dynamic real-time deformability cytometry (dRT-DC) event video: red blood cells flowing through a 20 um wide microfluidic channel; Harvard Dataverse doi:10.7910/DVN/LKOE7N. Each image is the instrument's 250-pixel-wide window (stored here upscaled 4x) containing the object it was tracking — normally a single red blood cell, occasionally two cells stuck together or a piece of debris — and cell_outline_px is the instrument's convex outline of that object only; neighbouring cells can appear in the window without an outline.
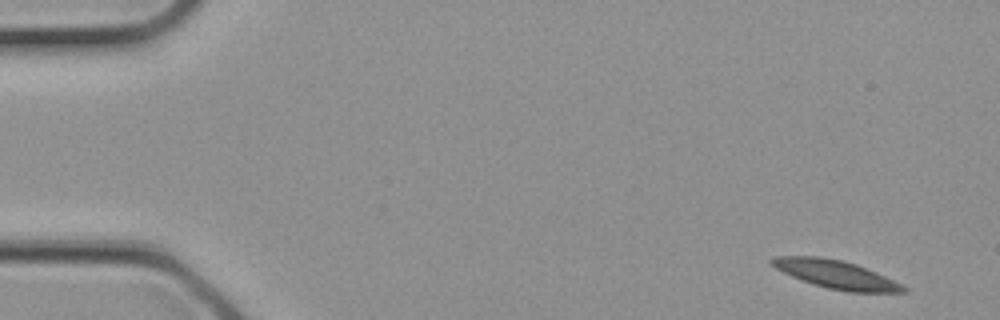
{"species": "common noctule bat (a hibernating species)", "species_latin": "Nyctalus noctula", "temperature_condition": "cold", "stored_images_in_passage": 3, "camera_frame_rate_fps": 3000, "um_per_image_px": 0.085, "animal": {"sex": "female", "body_mass_g": 21.9}, "frame": {"image": 1, "passage_image": 1, "time_ms": 0.0, "image_size_px": [1000, 320], "cell_outline_px": [[908, 292], [848, 292], [828, 288], [812, 284], [792, 276], [768, 264], [768, 260], [776, 256], [820, 256], [844, 260], [856, 264], [876, 272], [908, 288]], "centroid_in_image_um": [71.02, 23.31], "position_along_channel_um": 14.0, "area_um2": 21.62}}
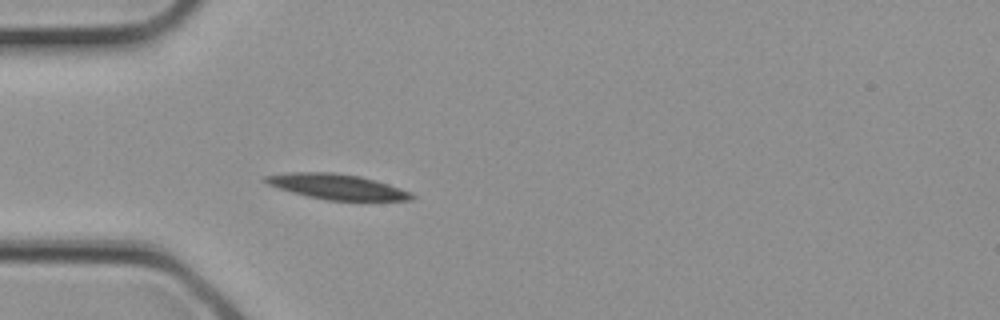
{"frame": {"image": 2, "passage_image": 3, "time_ms": 0.667, "image_size_px": [1000, 320], "cell_outline_px": [[416, 196], [412, 200], [328, 200], [308, 196], [292, 192], [268, 184], [264, 180], [264, 176], [292, 172], [332, 172], [360, 176], [388, 184], [412, 192]], "centroid_in_image_um": [28.68, 15.86], "position_along_channel_um": 56.3, "area_um2": 21.27}}